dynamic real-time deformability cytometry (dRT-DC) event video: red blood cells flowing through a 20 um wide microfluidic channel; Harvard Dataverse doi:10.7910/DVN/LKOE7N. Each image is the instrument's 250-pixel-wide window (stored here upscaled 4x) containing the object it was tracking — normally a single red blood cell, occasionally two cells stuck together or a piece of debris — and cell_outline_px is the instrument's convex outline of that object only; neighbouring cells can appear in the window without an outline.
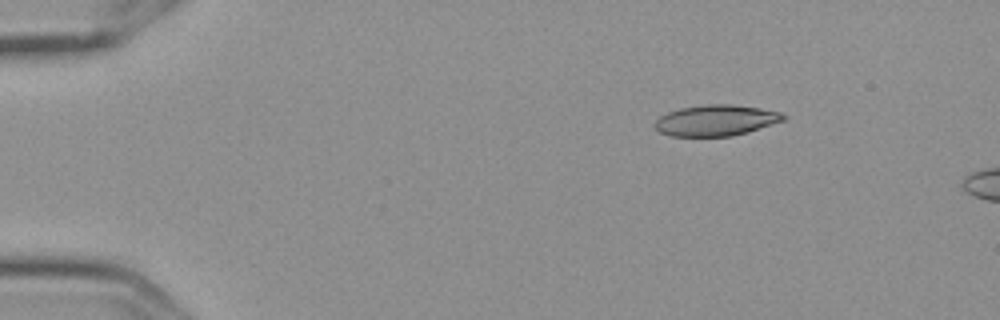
{"species": "Egyptian fruit bat (a non-hibernating species)", "species_latin": "Rousettus aegyptiacus", "temperature_condition": "cold", "stored_images_in_passage": 5, "camera_frame_rate_fps": 3000, "um_per_image_px": 0.085, "frame": {"image": 1, "passage_image": 3, "time_ms": 0.667, "image_size_px": [1000, 320], "cell_outline_px": [[788, 116], [784, 120], [748, 132], [732, 136], [672, 136], [660, 132], [652, 124], [660, 116], [668, 112], [680, 108], [704, 104], [732, 104], [760, 108], [780, 112]], "centroid_in_image_um": [60.85, 10.22], "position_along_channel_um": 24.1, "area_um2": 23.24}}